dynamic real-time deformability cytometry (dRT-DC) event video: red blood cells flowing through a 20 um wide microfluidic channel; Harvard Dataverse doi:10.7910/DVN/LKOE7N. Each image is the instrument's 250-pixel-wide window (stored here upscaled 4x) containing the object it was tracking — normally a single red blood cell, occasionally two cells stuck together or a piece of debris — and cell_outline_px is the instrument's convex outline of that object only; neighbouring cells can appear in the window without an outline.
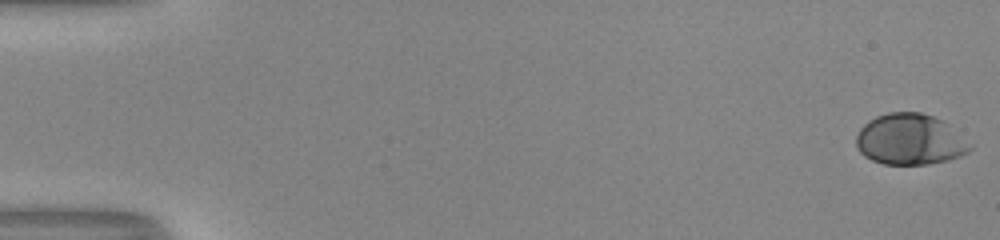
{"species": "human", "species_latin": "Homo sapiens", "temperature_condition": "room temperature", "stored_images_in_passage": 53, "camera_frame_rate_fps": 3000, "um_per_image_px": 0.085, "donor": {"sex": "male"}, "frame": {"image": 1, "passage_image": 1, "time_ms": 0.0, "image_size_px": [1000, 240], "cell_outline_px": [[972, 148], [968, 152], [960, 156], [948, 160], [928, 164], [884, 164], [872, 160], [864, 156], [856, 148], [856, 136], [860, 128], [868, 120], [876, 116], [888, 112], [920, 112], [932, 116], [940, 120], [972, 144]], "centroid_in_image_um": [77.31, 11.86], "position_along_channel_um": 7.7, "area_um2": 33.64}}
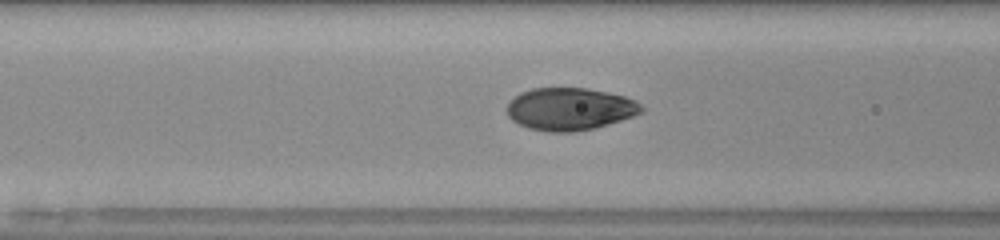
{"frame": {"image": 2, "passage_image": 23, "time_ms": 7.333, "image_size_px": [1000, 240], "cell_outline_px": [[644, 112], [608, 124], [592, 128], [572, 132], [548, 132], [528, 128], [512, 120], [508, 116], [508, 104], [520, 92], [532, 88], [588, 88], [608, 92], [624, 96], [636, 100], [644, 108]], "centroid_in_image_um": [48.45, 9.26], "position_along_channel_um": 118.1, "area_um2": 33.18}}
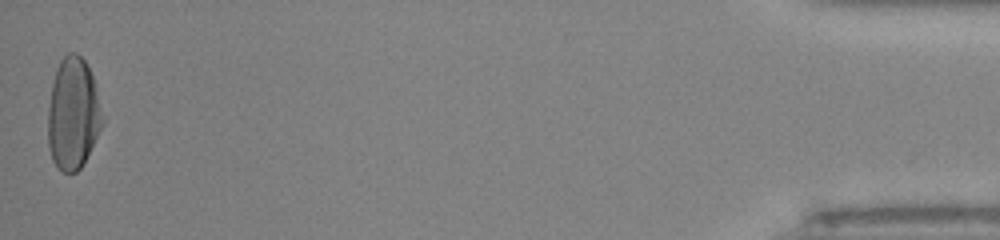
{"frame": {"image": 3, "passage_image": 53, "time_ms": 17.333, "image_size_px": [1000, 240], "cell_outline_px": [[104, 120], [84, 164], [76, 172], [64, 172], [52, 160], [48, 148], [48, 108], [52, 84], [56, 68], [60, 60], [68, 52], [76, 52], [84, 60], [96, 84]], "centroid_in_image_um": [6.21, 9.65], "position_along_channel_um": 429.0, "area_um2": 35.55}, "authors_computed_cell_mechanics": {"area_um2": 33.6396, "velocity_mm_per_s": 4.0452, "shape_relaxation_time_tau1_ms": 3.9906, "shape_relaxation_time_tau2_ms": null, "deformation_change_tau1": 0.1962, "deformation_change_tau2": null}}